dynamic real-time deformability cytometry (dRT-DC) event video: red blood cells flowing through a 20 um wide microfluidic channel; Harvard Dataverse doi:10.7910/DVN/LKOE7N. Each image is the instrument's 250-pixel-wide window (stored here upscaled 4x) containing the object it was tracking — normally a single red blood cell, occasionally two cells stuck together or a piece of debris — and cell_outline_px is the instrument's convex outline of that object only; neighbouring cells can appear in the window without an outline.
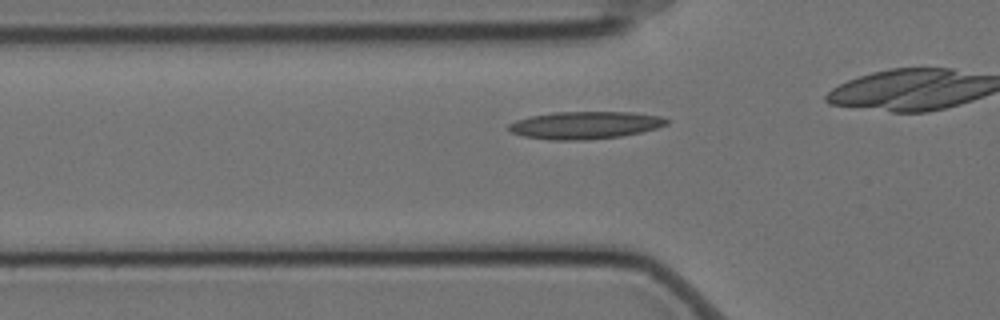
{"species": "Egyptian fruit bat (a non-hibernating species)", "species_latin": "Rousettus aegyptiacus", "temperature_condition": "cold", "stored_images_in_passage": 36, "camera_frame_rate_fps": 3000, "um_per_image_px": 0.085, "animal": {"sex": "female"}, "frame": {"image": 1, "passage_image": 9, "time_ms": 2.667, "image_size_px": [1000, 320], "cell_outline_px": [[668, 124], [656, 128], [640, 132], [620, 136], [584, 140], [548, 140], [524, 136], [512, 132], [508, 128], [508, 124], [516, 120], [528, 116], [556, 112], [632, 112], [660, 116], [668, 120]], "centroid_in_image_um": [49.7, 10.63], "position_along_channel_um": 76.1, "area_um2": 25.2}}
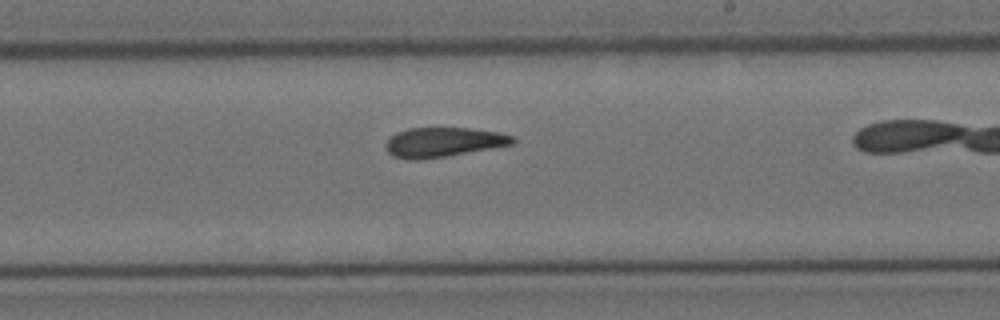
{"frame": {"image": 2, "passage_image": 24, "time_ms": 7.667, "image_size_px": [1000, 320], "cell_outline_px": [[516, 140], [512, 144], [448, 156], [416, 160], [412, 160], [392, 156], [388, 152], [384, 144], [388, 136], [396, 132], [408, 128], [468, 128], [496, 132], [512, 136]], "centroid_in_image_um": [37.59, 12.08], "position_along_channel_um": 251.4, "area_um2": 21.85}}
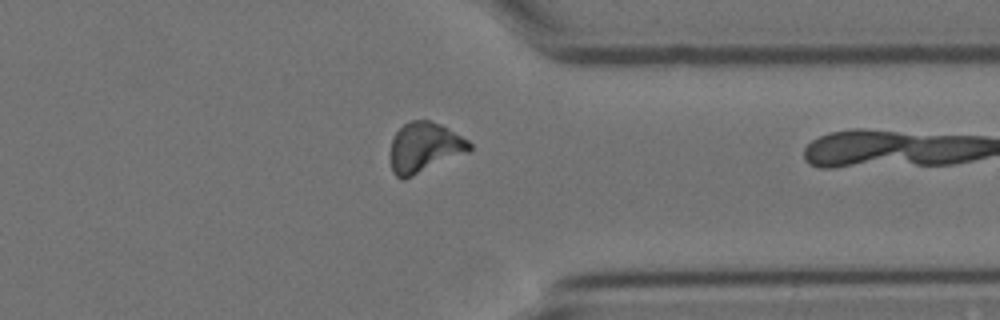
{"frame": {"image": 3, "passage_image": 35, "time_ms": 11.333, "image_size_px": [1000, 320], "cell_outline_px": [[472, 152], [404, 180], [400, 180], [392, 172], [388, 156], [392, 140], [396, 132], [404, 124], [412, 120], [428, 120], [440, 124], [468, 140], [472, 144]], "centroid_in_image_um": [36.08, 12.58], "position_along_channel_um": 375.3, "area_um2": 23.76}}